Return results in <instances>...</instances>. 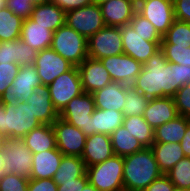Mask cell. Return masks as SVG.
<instances>
[{"label": "cell", "instance_id": "cell-1", "mask_svg": "<svg viewBox=\"0 0 190 191\" xmlns=\"http://www.w3.org/2000/svg\"><path fill=\"white\" fill-rule=\"evenodd\" d=\"M190 79V67L168 62L159 49L144 64L131 85L148 99L174 97Z\"/></svg>", "mask_w": 190, "mask_h": 191}, {"label": "cell", "instance_id": "cell-2", "mask_svg": "<svg viewBox=\"0 0 190 191\" xmlns=\"http://www.w3.org/2000/svg\"><path fill=\"white\" fill-rule=\"evenodd\" d=\"M124 191H143L163 173L150 147L123 157Z\"/></svg>", "mask_w": 190, "mask_h": 191}, {"label": "cell", "instance_id": "cell-3", "mask_svg": "<svg viewBox=\"0 0 190 191\" xmlns=\"http://www.w3.org/2000/svg\"><path fill=\"white\" fill-rule=\"evenodd\" d=\"M41 122L34 116L31 104L22 102L15 106L0 102V134L4 138L22 139Z\"/></svg>", "mask_w": 190, "mask_h": 191}, {"label": "cell", "instance_id": "cell-4", "mask_svg": "<svg viewBox=\"0 0 190 191\" xmlns=\"http://www.w3.org/2000/svg\"><path fill=\"white\" fill-rule=\"evenodd\" d=\"M123 168V157L114 154L102 163L86 167V173L98 191H124Z\"/></svg>", "mask_w": 190, "mask_h": 191}, {"label": "cell", "instance_id": "cell-5", "mask_svg": "<svg viewBox=\"0 0 190 191\" xmlns=\"http://www.w3.org/2000/svg\"><path fill=\"white\" fill-rule=\"evenodd\" d=\"M50 48L76 67L88 57L87 39L66 24L53 33Z\"/></svg>", "mask_w": 190, "mask_h": 191}, {"label": "cell", "instance_id": "cell-6", "mask_svg": "<svg viewBox=\"0 0 190 191\" xmlns=\"http://www.w3.org/2000/svg\"><path fill=\"white\" fill-rule=\"evenodd\" d=\"M3 173H14L30 178L33 153L26 147L23 139L3 138Z\"/></svg>", "mask_w": 190, "mask_h": 191}, {"label": "cell", "instance_id": "cell-7", "mask_svg": "<svg viewBox=\"0 0 190 191\" xmlns=\"http://www.w3.org/2000/svg\"><path fill=\"white\" fill-rule=\"evenodd\" d=\"M48 88L53 106L60 113L67 103L84 92L78 67L59 75Z\"/></svg>", "mask_w": 190, "mask_h": 191}, {"label": "cell", "instance_id": "cell-8", "mask_svg": "<svg viewBox=\"0 0 190 191\" xmlns=\"http://www.w3.org/2000/svg\"><path fill=\"white\" fill-rule=\"evenodd\" d=\"M88 57L101 60L104 57L124 53L120 27L105 26L87 39Z\"/></svg>", "mask_w": 190, "mask_h": 191}, {"label": "cell", "instance_id": "cell-9", "mask_svg": "<svg viewBox=\"0 0 190 191\" xmlns=\"http://www.w3.org/2000/svg\"><path fill=\"white\" fill-rule=\"evenodd\" d=\"M41 85L34 65L21 66L12 85L0 96L3 104L17 106L20 101L26 102L36 86Z\"/></svg>", "mask_w": 190, "mask_h": 191}, {"label": "cell", "instance_id": "cell-10", "mask_svg": "<svg viewBox=\"0 0 190 191\" xmlns=\"http://www.w3.org/2000/svg\"><path fill=\"white\" fill-rule=\"evenodd\" d=\"M65 24L86 39L106 25L99 5L90 4L65 13Z\"/></svg>", "mask_w": 190, "mask_h": 191}, {"label": "cell", "instance_id": "cell-11", "mask_svg": "<svg viewBox=\"0 0 190 191\" xmlns=\"http://www.w3.org/2000/svg\"><path fill=\"white\" fill-rule=\"evenodd\" d=\"M94 110L95 103L92 94L83 92L67 103L59 113V117L79 128L86 136H90L91 115Z\"/></svg>", "mask_w": 190, "mask_h": 191}, {"label": "cell", "instance_id": "cell-12", "mask_svg": "<svg viewBox=\"0 0 190 191\" xmlns=\"http://www.w3.org/2000/svg\"><path fill=\"white\" fill-rule=\"evenodd\" d=\"M137 11L163 37L175 20L173 0H139Z\"/></svg>", "mask_w": 190, "mask_h": 191}, {"label": "cell", "instance_id": "cell-13", "mask_svg": "<svg viewBox=\"0 0 190 191\" xmlns=\"http://www.w3.org/2000/svg\"><path fill=\"white\" fill-rule=\"evenodd\" d=\"M52 127L55 132L56 147L62 154L81 157L87 137L84 132L60 117Z\"/></svg>", "mask_w": 190, "mask_h": 191}, {"label": "cell", "instance_id": "cell-14", "mask_svg": "<svg viewBox=\"0 0 190 191\" xmlns=\"http://www.w3.org/2000/svg\"><path fill=\"white\" fill-rule=\"evenodd\" d=\"M113 82L131 86L141 73L143 64L124 53L101 59Z\"/></svg>", "mask_w": 190, "mask_h": 191}, {"label": "cell", "instance_id": "cell-15", "mask_svg": "<svg viewBox=\"0 0 190 191\" xmlns=\"http://www.w3.org/2000/svg\"><path fill=\"white\" fill-rule=\"evenodd\" d=\"M34 66L41 84L49 86L59 75L69 71L73 65L53 49L48 48L38 52Z\"/></svg>", "mask_w": 190, "mask_h": 191}, {"label": "cell", "instance_id": "cell-16", "mask_svg": "<svg viewBox=\"0 0 190 191\" xmlns=\"http://www.w3.org/2000/svg\"><path fill=\"white\" fill-rule=\"evenodd\" d=\"M124 54L144 64L159 49L161 42L146 41V37L136 33L130 24L120 27Z\"/></svg>", "mask_w": 190, "mask_h": 191}, {"label": "cell", "instance_id": "cell-17", "mask_svg": "<svg viewBox=\"0 0 190 191\" xmlns=\"http://www.w3.org/2000/svg\"><path fill=\"white\" fill-rule=\"evenodd\" d=\"M78 70L84 92L92 94L112 82L101 60L87 57Z\"/></svg>", "mask_w": 190, "mask_h": 191}, {"label": "cell", "instance_id": "cell-18", "mask_svg": "<svg viewBox=\"0 0 190 191\" xmlns=\"http://www.w3.org/2000/svg\"><path fill=\"white\" fill-rule=\"evenodd\" d=\"M106 26L128 25L137 11L135 0H110L99 5Z\"/></svg>", "mask_w": 190, "mask_h": 191}, {"label": "cell", "instance_id": "cell-19", "mask_svg": "<svg viewBox=\"0 0 190 191\" xmlns=\"http://www.w3.org/2000/svg\"><path fill=\"white\" fill-rule=\"evenodd\" d=\"M113 155L110 135L95 133L86 137L84 151L81 156L86 167L102 163Z\"/></svg>", "mask_w": 190, "mask_h": 191}, {"label": "cell", "instance_id": "cell-20", "mask_svg": "<svg viewBox=\"0 0 190 191\" xmlns=\"http://www.w3.org/2000/svg\"><path fill=\"white\" fill-rule=\"evenodd\" d=\"M26 102L31 104L33 114L41 124L52 125L59 118V113L50 98L48 86L43 84L36 86Z\"/></svg>", "mask_w": 190, "mask_h": 191}, {"label": "cell", "instance_id": "cell-21", "mask_svg": "<svg viewBox=\"0 0 190 191\" xmlns=\"http://www.w3.org/2000/svg\"><path fill=\"white\" fill-rule=\"evenodd\" d=\"M178 111L172 97L149 99L144 111L145 121L153 128L175 119Z\"/></svg>", "mask_w": 190, "mask_h": 191}, {"label": "cell", "instance_id": "cell-22", "mask_svg": "<svg viewBox=\"0 0 190 191\" xmlns=\"http://www.w3.org/2000/svg\"><path fill=\"white\" fill-rule=\"evenodd\" d=\"M62 157L63 154L57 147L33 153L32 172L29 179H53Z\"/></svg>", "mask_w": 190, "mask_h": 191}, {"label": "cell", "instance_id": "cell-23", "mask_svg": "<svg viewBox=\"0 0 190 191\" xmlns=\"http://www.w3.org/2000/svg\"><path fill=\"white\" fill-rule=\"evenodd\" d=\"M95 108L100 110L114 109L121 111L125 105V84L111 82L92 93Z\"/></svg>", "mask_w": 190, "mask_h": 191}, {"label": "cell", "instance_id": "cell-24", "mask_svg": "<svg viewBox=\"0 0 190 191\" xmlns=\"http://www.w3.org/2000/svg\"><path fill=\"white\" fill-rule=\"evenodd\" d=\"M52 37L51 30L33 22L30 18L23 20L20 39L32 49L39 52L50 48Z\"/></svg>", "mask_w": 190, "mask_h": 191}, {"label": "cell", "instance_id": "cell-25", "mask_svg": "<svg viewBox=\"0 0 190 191\" xmlns=\"http://www.w3.org/2000/svg\"><path fill=\"white\" fill-rule=\"evenodd\" d=\"M30 19L54 33L65 24V12L57 4L49 2L34 6Z\"/></svg>", "mask_w": 190, "mask_h": 191}, {"label": "cell", "instance_id": "cell-26", "mask_svg": "<svg viewBox=\"0 0 190 191\" xmlns=\"http://www.w3.org/2000/svg\"><path fill=\"white\" fill-rule=\"evenodd\" d=\"M150 148L152 149L158 167L163 174H166L179 160L185 157L180 142H154Z\"/></svg>", "mask_w": 190, "mask_h": 191}, {"label": "cell", "instance_id": "cell-27", "mask_svg": "<svg viewBox=\"0 0 190 191\" xmlns=\"http://www.w3.org/2000/svg\"><path fill=\"white\" fill-rule=\"evenodd\" d=\"M124 115L114 109L100 110L95 108L91 115V135L95 133L111 135L123 125Z\"/></svg>", "mask_w": 190, "mask_h": 191}, {"label": "cell", "instance_id": "cell-28", "mask_svg": "<svg viewBox=\"0 0 190 191\" xmlns=\"http://www.w3.org/2000/svg\"><path fill=\"white\" fill-rule=\"evenodd\" d=\"M22 139L32 153L56 148L55 132L52 125L41 124L39 127L31 130Z\"/></svg>", "mask_w": 190, "mask_h": 191}, {"label": "cell", "instance_id": "cell-29", "mask_svg": "<svg viewBox=\"0 0 190 191\" xmlns=\"http://www.w3.org/2000/svg\"><path fill=\"white\" fill-rule=\"evenodd\" d=\"M188 126L187 117L178 115L175 119L154 129V142L179 143Z\"/></svg>", "mask_w": 190, "mask_h": 191}, {"label": "cell", "instance_id": "cell-30", "mask_svg": "<svg viewBox=\"0 0 190 191\" xmlns=\"http://www.w3.org/2000/svg\"><path fill=\"white\" fill-rule=\"evenodd\" d=\"M110 137L113 152L118 156L124 157L145 148L123 125L118 127Z\"/></svg>", "mask_w": 190, "mask_h": 191}, {"label": "cell", "instance_id": "cell-31", "mask_svg": "<svg viewBox=\"0 0 190 191\" xmlns=\"http://www.w3.org/2000/svg\"><path fill=\"white\" fill-rule=\"evenodd\" d=\"M86 173V166L81 157L63 155L60 166L53 180L59 185L61 182L74 181Z\"/></svg>", "mask_w": 190, "mask_h": 191}, {"label": "cell", "instance_id": "cell-32", "mask_svg": "<svg viewBox=\"0 0 190 191\" xmlns=\"http://www.w3.org/2000/svg\"><path fill=\"white\" fill-rule=\"evenodd\" d=\"M123 126L137 138L144 147L154 143V129L145 121L143 116L132 115L124 117Z\"/></svg>", "mask_w": 190, "mask_h": 191}, {"label": "cell", "instance_id": "cell-33", "mask_svg": "<svg viewBox=\"0 0 190 191\" xmlns=\"http://www.w3.org/2000/svg\"><path fill=\"white\" fill-rule=\"evenodd\" d=\"M23 19L13 14L7 7L0 9V42L20 38Z\"/></svg>", "mask_w": 190, "mask_h": 191}, {"label": "cell", "instance_id": "cell-34", "mask_svg": "<svg viewBox=\"0 0 190 191\" xmlns=\"http://www.w3.org/2000/svg\"><path fill=\"white\" fill-rule=\"evenodd\" d=\"M160 45L190 47V23L175 19L171 27L163 35Z\"/></svg>", "mask_w": 190, "mask_h": 191}, {"label": "cell", "instance_id": "cell-35", "mask_svg": "<svg viewBox=\"0 0 190 191\" xmlns=\"http://www.w3.org/2000/svg\"><path fill=\"white\" fill-rule=\"evenodd\" d=\"M149 99L132 86L125 85V105L122 109L124 117L132 115H144Z\"/></svg>", "mask_w": 190, "mask_h": 191}, {"label": "cell", "instance_id": "cell-36", "mask_svg": "<svg viewBox=\"0 0 190 191\" xmlns=\"http://www.w3.org/2000/svg\"><path fill=\"white\" fill-rule=\"evenodd\" d=\"M166 175L177 188H190V158L179 160Z\"/></svg>", "mask_w": 190, "mask_h": 191}, {"label": "cell", "instance_id": "cell-37", "mask_svg": "<svg viewBox=\"0 0 190 191\" xmlns=\"http://www.w3.org/2000/svg\"><path fill=\"white\" fill-rule=\"evenodd\" d=\"M129 24L136 33L146 37V41L162 42V36L157 32L149 20L143 17L138 11H136Z\"/></svg>", "mask_w": 190, "mask_h": 191}, {"label": "cell", "instance_id": "cell-38", "mask_svg": "<svg viewBox=\"0 0 190 191\" xmlns=\"http://www.w3.org/2000/svg\"><path fill=\"white\" fill-rule=\"evenodd\" d=\"M49 2L51 0H6L5 7L25 20L30 18L34 6Z\"/></svg>", "mask_w": 190, "mask_h": 191}, {"label": "cell", "instance_id": "cell-39", "mask_svg": "<svg viewBox=\"0 0 190 191\" xmlns=\"http://www.w3.org/2000/svg\"><path fill=\"white\" fill-rule=\"evenodd\" d=\"M160 49L168 62L190 67V47L160 45Z\"/></svg>", "mask_w": 190, "mask_h": 191}, {"label": "cell", "instance_id": "cell-40", "mask_svg": "<svg viewBox=\"0 0 190 191\" xmlns=\"http://www.w3.org/2000/svg\"><path fill=\"white\" fill-rule=\"evenodd\" d=\"M29 178L14 173H3L0 176V191H28Z\"/></svg>", "mask_w": 190, "mask_h": 191}, {"label": "cell", "instance_id": "cell-41", "mask_svg": "<svg viewBox=\"0 0 190 191\" xmlns=\"http://www.w3.org/2000/svg\"><path fill=\"white\" fill-rule=\"evenodd\" d=\"M20 66L17 63L0 64V96L12 85Z\"/></svg>", "mask_w": 190, "mask_h": 191}, {"label": "cell", "instance_id": "cell-42", "mask_svg": "<svg viewBox=\"0 0 190 191\" xmlns=\"http://www.w3.org/2000/svg\"><path fill=\"white\" fill-rule=\"evenodd\" d=\"M179 115L190 116V89L183 85L173 97Z\"/></svg>", "mask_w": 190, "mask_h": 191}, {"label": "cell", "instance_id": "cell-43", "mask_svg": "<svg viewBox=\"0 0 190 191\" xmlns=\"http://www.w3.org/2000/svg\"><path fill=\"white\" fill-rule=\"evenodd\" d=\"M18 64V39L0 42V64Z\"/></svg>", "mask_w": 190, "mask_h": 191}, {"label": "cell", "instance_id": "cell-44", "mask_svg": "<svg viewBox=\"0 0 190 191\" xmlns=\"http://www.w3.org/2000/svg\"><path fill=\"white\" fill-rule=\"evenodd\" d=\"M38 51L29 47L20 38L18 39V65H34Z\"/></svg>", "mask_w": 190, "mask_h": 191}, {"label": "cell", "instance_id": "cell-45", "mask_svg": "<svg viewBox=\"0 0 190 191\" xmlns=\"http://www.w3.org/2000/svg\"><path fill=\"white\" fill-rule=\"evenodd\" d=\"M28 191H58L53 179H29Z\"/></svg>", "mask_w": 190, "mask_h": 191}, {"label": "cell", "instance_id": "cell-46", "mask_svg": "<svg viewBox=\"0 0 190 191\" xmlns=\"http://www.w3.org/2000/svg\"><path fill=\"white\" fill-rule=\"evenodd\" d=\"M176 20L190 23V0H173Z\"/></svg>", "mask_w": 190, "mask_h": 191}, {"label": "cell", "instance_id": "cell-47", "mask_svg": "<svg viewBox=\"0 0 190 191\" xmlns=\"http://www.w3.org/2000/svg\"><path fill=\"white\" fill-rule=\"evenodd\" d=\"M89 183L87 173L74 181L61 182L58 185V191H82Z\"/></svg>", "mask_w": 190, "mask_h": 191}, {"label": "cell", "instance_id": "cell-48", "mask_svg": "<svg viewBox=\"0 0 190 191\" xmlns=\"http://www.w3.org/2000/svg\"><path fill=\"white\" fill-rule=\"evenodd\" d=\"M174 189L175 186L171 183L169 177L166 174H162L143 191H173Z\"/></svg>", "mask_w": 190, "mask_h": 191}, {"label": "cell", "instance_id": "cell-49", "mask_svg": "<svg viewBox=\"0 0 190 191\" xmlns=\"http://www.w3.org/2000/svg\"><path fill=\"white\" fill-rule=\"evenodd\" d=\"M51 2L57 4L65 13L92 4V0H51Z\"/></svg>", "mask_w": 190, "mask_h": 191}, {"label": "cell", "instance_id": "cell-50", "mask_svg": "<svg viewBox=\"0 0 190 191\" xmlns=\"http://www.w3.org/2000/svg\"><path fill=\"white\" fill-rule=\"evenodd\" d=\"M181 148L185 157L190 158V126L187 127L183 139L180 141Z\"/></svg>", "mask_w": 190, "mask_h": 191}, {"label": "cell", "instance_id": "cell-51", "mask_svg": "<svg viewBox=\"0 0 190 191\" xmlns=\"http://www.w3.org/2000/svg\"><path fill=\"white\" fill-rule=\"evenodd\" d=\"M3 161H4L3 150L2 146H0V176L3 174Z\"/></svg>", "mask_w": 190, "mask_h": 191}, {"label": "cell", "instance_id": "cell-52", "mask_svg": "<svg viewBox=\"0 0 190 191\" xmlns=\"http://www.w3.org/2000/svg\"><path fill=\"white\" fill-rule=\"evenodd\" d=\"M82 191H98L93 185L88 183L85 188H83Z\"/></svg>", "mask_w": 190, "mask_h": 191}, {"label": "cell", "instance_id": "cell-53", "mask_svg": "<svg viewBox=\"0 0 190 191\" xmlns=\"http://www.w3.org/2000/svg\"><path fill=\"white\" fill-rule=\"evenodd\" d=\"M110 0H92V4L102 5Z\"/></svg>", "mask_w": 190, "mask_h": 191}, {"label": "cell", "instance_id": "cell-54", "mask_svg": "<svg viewBox=\"0 0 190 191\" xmlns=\"http://www.w3.org/2000/svg\"><path fill=\"white\" fill-rule=\"evenodd\" d=\"M173 191H190V188H177V187H175V189Z\"/></svg>", "mask_w": 190, "mask_h": 191}, {"label": "cell", "instance_id": "cell-55", "mask_svg": "<svg viewBox=\"0 0 190 191\" xmlns=\"http://www.w3.org/2000/svg\"><path fill=\"white\" fill-rule=\"evenodd\" d=\"M6 0H0V9L5 7Z\"/></svg>", "mask_w": 190, "mask_h": 191}, {"label": "cell", "instance_id": "cell-56", "mask_svg": "<svg viewBox=\"0 0 190 191\" xmlns=\"http://www.w3.org/2000/svg\"><path fill=\"white\" fill-rule=\"evenodd\" d=\"M3 138H4V137L0 134V146H2Z\"/></svg>", "mask_w": 190, "mask_h": 191}, {"label": "cell", "instance_id": "cell-57", "mask_svg": "<svg viewBox=\"0 0 190 191\" xmlns=\"http://www.w3.org/2000/svg\"><path fill=\"white\" fill-rule=\"evenodd\" d=\"M186 85L189 87L190 89V79L187 81Z\"/></svg>", "mask_w": 190, "mask_h": 191}, {"label": "cell", "instance_id": "cell-58", "mask_svg": "<svg viewBox=\"0 0 190 191\" xmlns=\"http://www.w3.org/2000/svg\"><path fill=\"white\" fill-rule=\"evenodd\" d=\"M188 125L190 126V116L187 117Z\"/></svg>", "mask_w": 190, "mask_h": 191}]
</instances>
